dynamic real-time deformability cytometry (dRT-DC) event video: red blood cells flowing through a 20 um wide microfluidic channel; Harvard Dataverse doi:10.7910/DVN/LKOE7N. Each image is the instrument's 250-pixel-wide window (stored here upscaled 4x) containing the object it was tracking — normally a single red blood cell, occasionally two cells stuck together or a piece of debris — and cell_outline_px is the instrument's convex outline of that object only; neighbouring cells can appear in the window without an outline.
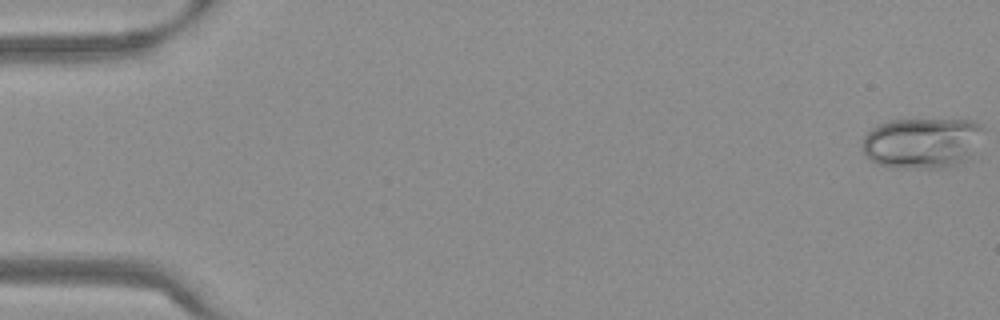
{"species": "Egyptian fruit bat (a non-hibernating species)", "species_latin": "Rousettus aegyptiacus", "temperature_condition": "warm", "stored_images_in_passage": 54, "camera_frame_rate_fps": 3000, "um_per_image_px": 0.085, "frame": {"image": 1, "passage_image": 1, "time_ms": 0.0, "image_size_px": [1000, 320], "cell_outline_px": [[984, 128], [968, 156], [960, 164], [944, 168], [900, 168], [876, 164], [864, 152], [864, 136], [872, 128], [888, 120], [976, 120]], "centroid_in_image_um": [78.35, 12.14], "position_along_channel_um": 6.6, "area_um2": 35.32}}
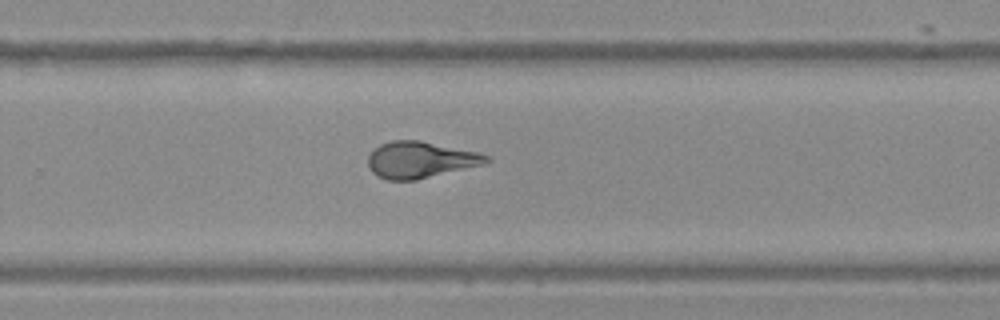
{"frame": {"image": 2, "passage_image": 36, "time_ms": 11.667, "image_size_px": [1000, 320], "cell_outline_px": [[492, 160], [484, 164], [416, 180], [388, 180], [376, 176], [368, 168], [368, 156], [380, 144], [392, 140], [420, 140], [476, 152], [488, 156]], "centroid_in_image_um": [35.7, 13.59], "position_along_channel_um": 294.1, "area_um2": 25.03}}
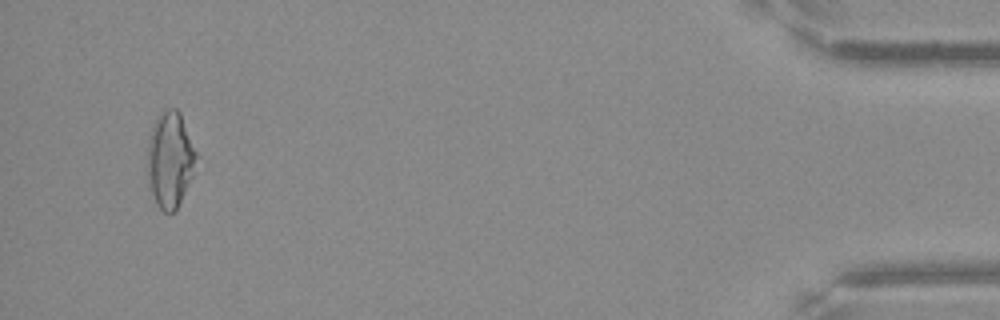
{"frame": {"image": 3, "passage_image": 52, "time_ms": 17.0, "image_size_px": [1000, 320], "cell_outline_px": [[196, 156], [192, 176], [176, 208], [172, 212], [164, 212], [156, 204], [148, 188], [144, 164], [148, 140], [156, 116], [164, 108], [176, 108], [180, 112], [196, 152]], "centroid_in_image_um": [14.37, 13.55], "position_along_channel_um": 420.8, "area_um2": 27.69}, "authors_computed_cell_mechanics": {"area_um2": 25.5187, "velocity_mm_per_s": 3.7967, "shape_relaxation_time_tau1_ms": 4.4135, "shape_relaxation_time_tau2_ms": 0.7724, "deformation_change_tau1": 0.2041, "deformation_change_tau2": 0.0532}}